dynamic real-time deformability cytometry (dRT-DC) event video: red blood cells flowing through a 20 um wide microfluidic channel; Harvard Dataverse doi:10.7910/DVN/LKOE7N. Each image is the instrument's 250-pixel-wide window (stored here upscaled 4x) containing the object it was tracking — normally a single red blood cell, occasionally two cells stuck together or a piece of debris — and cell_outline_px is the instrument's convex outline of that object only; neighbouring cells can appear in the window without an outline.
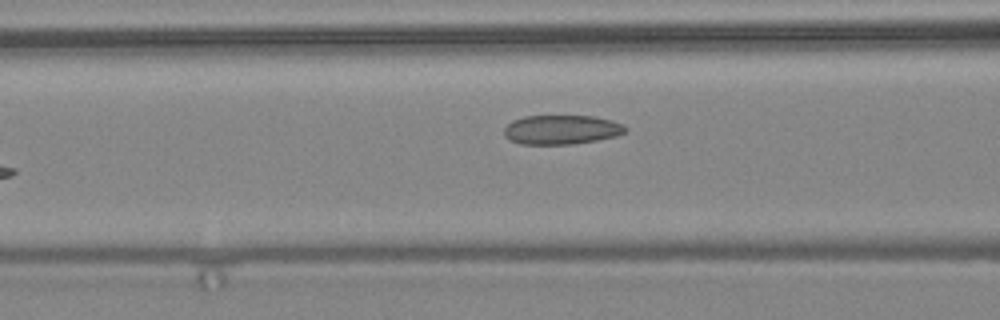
{"species": "common noctule bat (a hibernating species)", "species_latin": "Nyctalus noctula", "temperature_condition": "warm", "stored_images_in_passage": 6, "camera_frame_rate_fps": 3000, "um_per_image_px": 0.085, "animal": {"sex": "female", "body_mass_g": 24.6, "forearm_length_mm": 56.2}, "frame": {"image": 1, "passage_image": 4, "time_ms": 1.0, "image_size_px": [1000, 320], "cell_outline_px": [[628, 128], [624, 132], [616, 136], [596, 140], [572, 144], [520, 144], [508, 140], [504, 136], [504, 128], [512, 120], [524, 116], [592, 116], [612, 120], [624, 124]], "centroid_in_image_um": [47.7, 11.02], "position_along_channel_um": 118.9, "area_um2": 20.81}}